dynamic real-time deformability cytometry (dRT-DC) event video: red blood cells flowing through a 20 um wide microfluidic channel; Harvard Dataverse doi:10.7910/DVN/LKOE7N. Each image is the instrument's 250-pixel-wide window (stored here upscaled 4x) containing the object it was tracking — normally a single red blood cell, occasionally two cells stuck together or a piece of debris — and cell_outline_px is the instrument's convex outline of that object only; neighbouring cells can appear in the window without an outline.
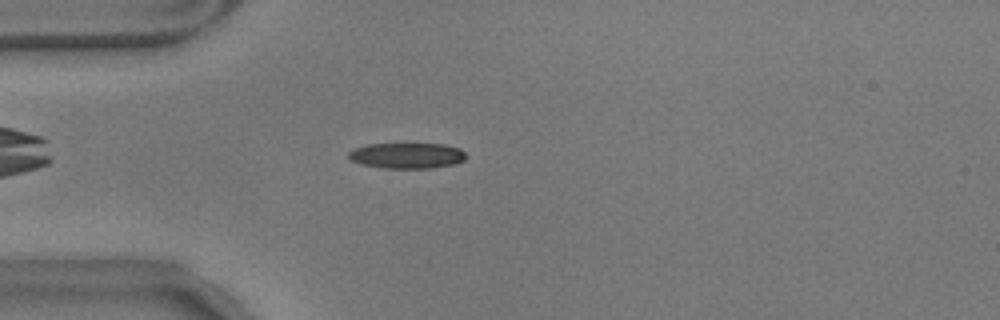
{"species": "common noctule bat (a hibernating species)", "species_latin": "Nyctalus noctula", "temperature_condition": "warm", "stored_images_in_passage": 47, "camera_frame_rate_fps": 3000, "um_per_image_px": 0.085, "animal": {"sex": "male", "body_mass_g": 17.9}, "frame": {"image": 1, "passage_image": 6, "time_ms": 1.667, "image_size_px": [1000, 320], "cell_outline_px": [[464, 160], [456, 164], [432, 168], [384, 168], [360, 164], [352, 160], [348, 156], [348, 152], [352, 148], [368, 144], [444, 144], [460, 148], [464, 152]], "centroid_in_image_um": [34.57, 13.22], "position_along_channel_um": 50.4, "area_um2": 17.63}}
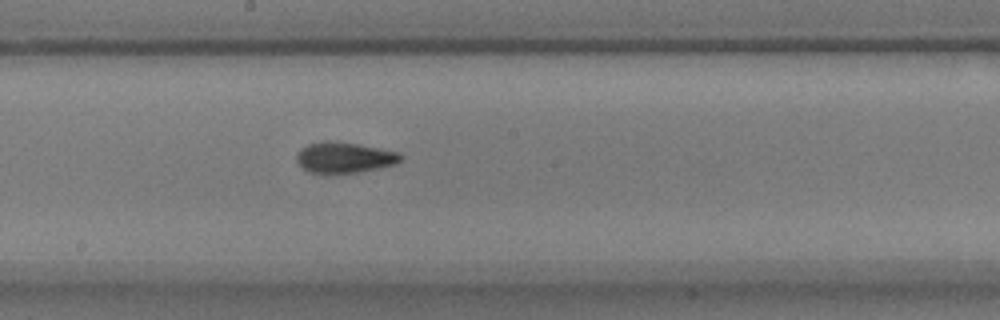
{"frame": {"image": 2, "passage_image": 21, "time_ms": 6.667, "image_size_px": [1000, 320], "cell_outline_px": [[404, 156], [396, 164], [356, 172], [308, 172], [296, 160], [296, 156], [300, 148], [308, 144], [324, 140], [328, 140], [356, 144], [400, 152]], "centroid_in_image_um": [29.27, 13.36], "position_along_channel_um": 218.9, "area_um2": 18.32}}
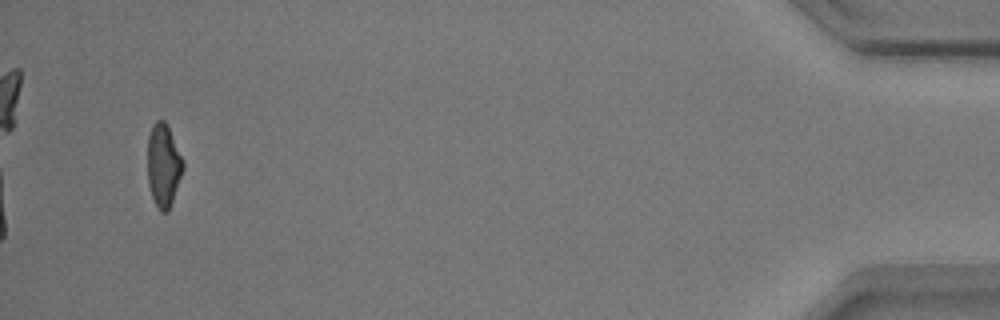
{"frame": {"image": 3, "passage_image": 45, "time_ms": 14.667, "image_size_px": [1000, 320], "cell_outline_px": [[184, 168], [168, 212], [160, 212], [152, 196], [148, 184], [148, 136], [152, 124], [156, 120], [164, 120], [168, 124], [184, 160]], "centroid_in_image_um": [13.9, 14.01], "position_along_channel_um": 421.3, "area_um2": 17.34}, "authors_computed_cell_mechanics": {"area_um2": 17.629, "velocity_mm_per_s": 3.5344, "shape_relaxation_time_tau1_ms": 5.3841, "shape_relaxation_time_tau2_ms": 1.741, "deformation_change_tau1": 0.1957, "deformation_change_tau2": 0.0889}}